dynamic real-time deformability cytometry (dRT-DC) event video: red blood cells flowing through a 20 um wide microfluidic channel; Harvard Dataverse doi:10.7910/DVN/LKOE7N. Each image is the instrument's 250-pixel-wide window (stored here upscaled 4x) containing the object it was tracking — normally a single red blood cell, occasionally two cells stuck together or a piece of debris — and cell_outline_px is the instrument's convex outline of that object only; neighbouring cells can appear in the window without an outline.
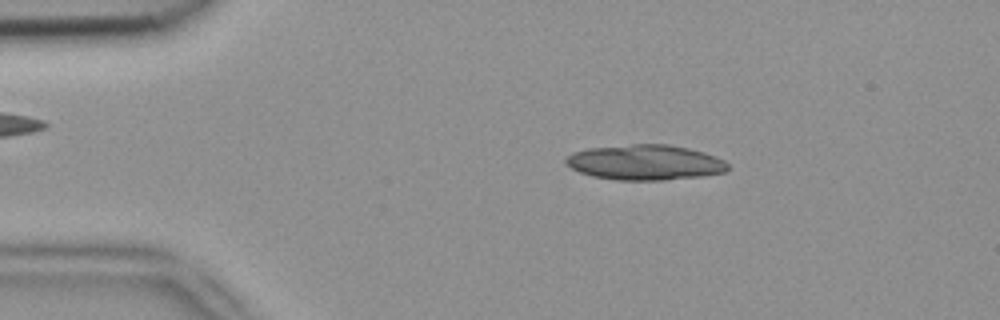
{"species": "common noctule bat (a hibernating species)", "species_latin": "Nyctalus noctula", "temperature_condition": "room temperature", "stored_images_in_passage": 49, "segment_of_instrument_passage": [1, 2], "camera_frame_rate_fps": 3000, "um_per_image_px": 0.085, "animal": {"sex": "female", "body_mass_g": 18.4}, "frame": {"image": 1, "passage_image": 8, "time_ms": 2.333, "image_size_px": [1000, 320], "cell_outline_px": [[728, 168], [724, 172], [704, 176], [664, 180], [616, 180], [592, 176], [580, 172], [572, 168], [564, 160], [572, 152], [588, 148], [632, 144], [668, 144], [688, 148], [704, 152], [716, 156], [724, 160], [728, 164]], "centroid_in_image_um": [54.85, 13.8], "position_along_channel_um": 30.1, "area_um2": 33.35}}